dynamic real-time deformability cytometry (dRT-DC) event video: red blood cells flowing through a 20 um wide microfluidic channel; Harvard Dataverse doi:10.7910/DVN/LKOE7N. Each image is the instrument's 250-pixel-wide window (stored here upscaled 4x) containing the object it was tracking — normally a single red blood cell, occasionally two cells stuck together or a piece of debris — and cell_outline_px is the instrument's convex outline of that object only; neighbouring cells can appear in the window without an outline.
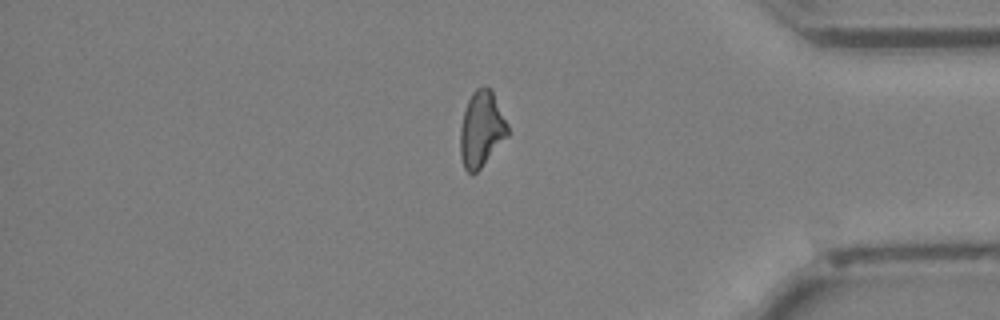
{"species": "Egyptian fruit bat (a non-hibernating species)", "species_latin": "Rousettus aegyptiacus", "temperature_condition": "cold", "stored_images_in_passage": 44, "segment_of_instrument_passage": [2, 2], "camera_frame_rate_fps": 3000, "um_per_image_px": 0.085, "animal": {"sex": "female"}, "frame": {"image": 1, "passage_image": 44, "time_ms": 14.333, "image_size_px": [1000, 320], "cell_outline_px": [[508, 136], [480, 168], [472, 176], [464, 168], [460, 156], [460, 128], [464, 112], [468, 100], [472, 92], [476, 88], [488, 88], [492, 92], [508, 124]], "centroid_in_image_um": [40.9, 11.02], "position_along_channel_um": 394.3, "area_um2": 20.69}}